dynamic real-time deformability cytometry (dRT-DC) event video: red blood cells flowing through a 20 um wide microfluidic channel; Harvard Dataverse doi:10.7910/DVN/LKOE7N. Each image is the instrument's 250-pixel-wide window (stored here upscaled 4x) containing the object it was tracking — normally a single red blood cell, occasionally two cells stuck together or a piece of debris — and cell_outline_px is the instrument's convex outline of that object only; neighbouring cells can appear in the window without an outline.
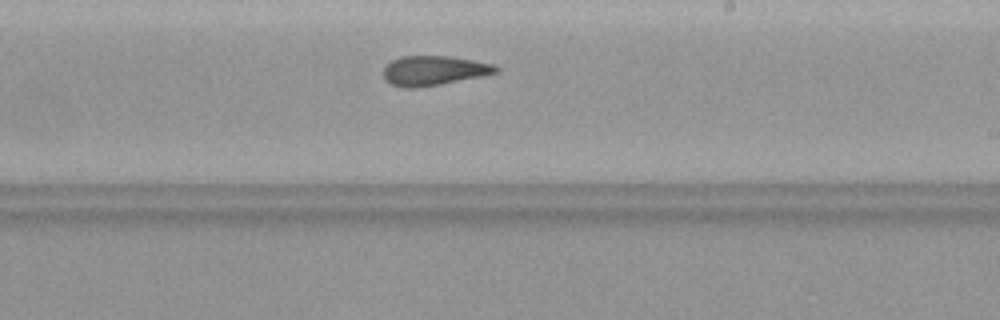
{"species": "common noctule bat (a hibernating species)", "species_latin": "Nyctalus noctula", "temperature_condition": "warm", "stored_images_in_passage": 24, "camera_frame_rate_fps": 3000, "um_per_image_px": 0.085, "animal": {"sex": "female", "body_mass_g": 19.9}, "frame": {"image": 1, "passage_image": 17, "time_ms": 5.333, "image_size_px": [1000, 320], "cell_outline_px": [[500, 68], [496, 72], [484, 76], [440, 84], [416, 88], [404, 88], [392, 84], [384, 80], [384, 68], [392, 60], [400, 56], [448, 56], [472, 60], [492, 64]], "centroid_in_image_um": [36.86, 6.0], "position_along_channel_um": 252.1, "area_um2": 19.31}}